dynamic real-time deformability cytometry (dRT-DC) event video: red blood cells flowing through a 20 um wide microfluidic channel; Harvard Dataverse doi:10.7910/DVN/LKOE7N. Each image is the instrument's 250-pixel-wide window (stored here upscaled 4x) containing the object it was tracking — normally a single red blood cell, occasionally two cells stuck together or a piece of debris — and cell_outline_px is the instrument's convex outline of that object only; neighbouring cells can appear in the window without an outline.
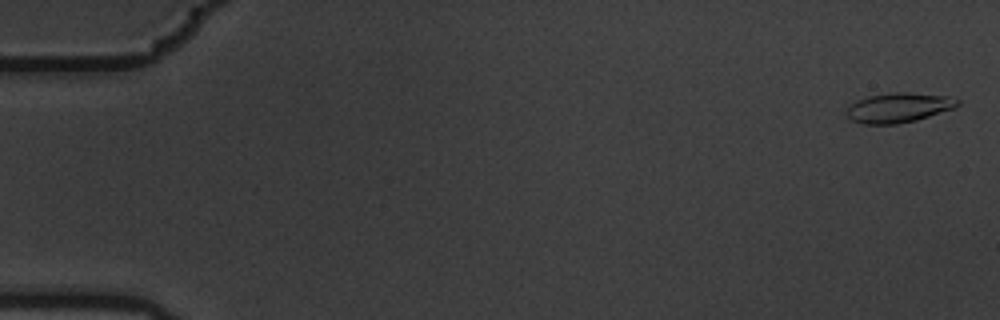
{"species": "common noctule bat (a hibernating species)", "species_latin": "Nyctalus noctula", "temperature_condition": "warm", "stored_images_in_passage": 6, "camera_frame_rate_fps": 3000, "um_per_image_px": 0.085, "animal": {"sex": "male", "body_mass_g": 19.5, "forearm_length_mm": 54.6}, "frame": {"image": 1, "passage_image": 1, "time_ms": 0.0, "image_size_px": [1000, 320], "cell_outline_px": [[960, 104], [952, 108], [916, 120], [896, 124], [864, 124], [852, 120], [844, 116], [848, 108], [856, 100], [868, 96], [896, 92], [908, 92], [948, 96], [960, 100]], "centroid_in_image_um": [76.35, 9.15], "position_along_channel_um": 8.7, "area_um2": 19.07}}